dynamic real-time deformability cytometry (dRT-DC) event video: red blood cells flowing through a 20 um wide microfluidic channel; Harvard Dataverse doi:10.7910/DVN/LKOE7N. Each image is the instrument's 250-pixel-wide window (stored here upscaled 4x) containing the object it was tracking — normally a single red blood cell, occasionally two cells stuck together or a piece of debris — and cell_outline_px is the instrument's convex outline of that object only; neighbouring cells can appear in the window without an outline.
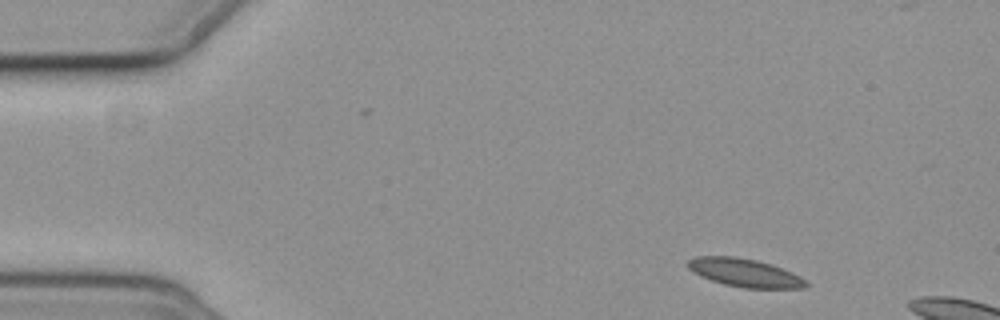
{"species": "common noctule bat (a hibernating species)", "species_latin": "Nyctalus noctula", "temperature_condition": "cold", "stored_images_in_passage": 7, "camera_frame_rate_fps": 3000, "um_per_image_px": 0.085, "animal": {"sex": "female", "body_mass_g": 19.3, "forearm_length_mm": 54.1}, "frame": {"image": 1, "passage_image": 1, "time_ms": 0.0, "image_size_px": [1000, 320], "cell_outline_px": [[812, 284], [808, 288], [744, 288], [724, 284], [700, 276], [692, 272], [688, 268], [688, 260], [696, 256], [736, 256], [756, 260], [772, 264], [792, 272], [808, 280]], "centroid_in_image_um": [63.36, 23.19], "position_along_channel_um": 21.6, "area_um2": 19.71}}